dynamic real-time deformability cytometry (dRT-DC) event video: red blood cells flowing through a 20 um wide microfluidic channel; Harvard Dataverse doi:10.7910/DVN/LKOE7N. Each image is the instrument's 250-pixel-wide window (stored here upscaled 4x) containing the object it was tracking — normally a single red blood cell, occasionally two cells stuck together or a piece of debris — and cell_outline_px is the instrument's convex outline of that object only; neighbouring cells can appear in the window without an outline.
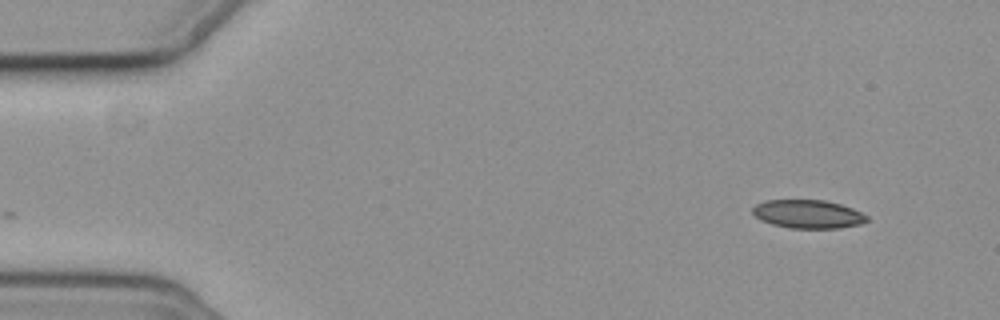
{"species": "common noctule bat (a hibernating species)", "species_latin": "Nyctalus noctula", "temperature_condition": "cold", "stored_images_in_passage": 52, "camera_frame_rate_fps": 3000, "um_per_image_px": 0.085, "animal": {"sex": "female", "body_mass_g": 19.3, "forearm_length_mm": 54.1}, "frame": {"image": 1, "passage_image": 1, "time_ms": 0.0, "image_size_px": [1000, 320], "cell_outline_px": [[868, 220], [860, 224], [840, 228], [788, 228], [772, 224], [760, 220], [752, 212], [752, 208], [756, 204], [764, 200], [824, 200], [840, 204], [852, 208], [868, 216]], "centroid_in_image_um": [68.66, 18.2], "position_along_channel_um": 16.3, "area_um2": 18.96}}
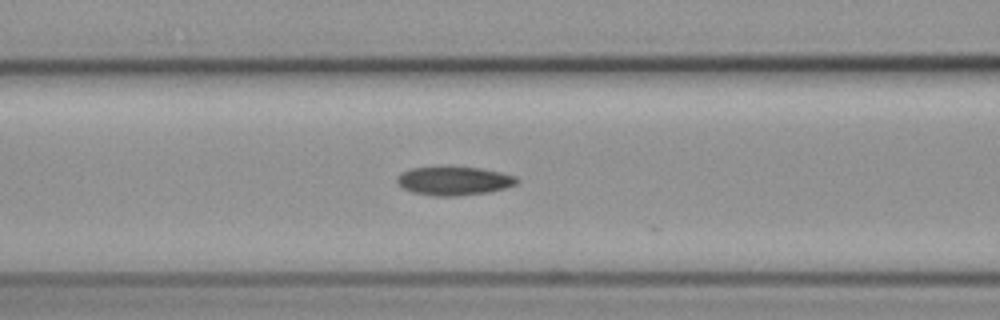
{"frame": {"image": 2, "passage_image": 19, "time_ms": 6.0, "image_size_px": [1000, 320], "cell_outline_px": [[520, 180], [516, 184], [504, 188], [488, 192], [456, 196], [432, 196], [412, 192], [404, 188], [396, 180], [396, 176], [412, 168], [444, 164], [448, 164], [480, 168], [500, 172], [516, 176]], "centroid_in_image_um": [38.58, 15.33], "position_along_channel_um": 128.0, "area_um2": 20.63}}
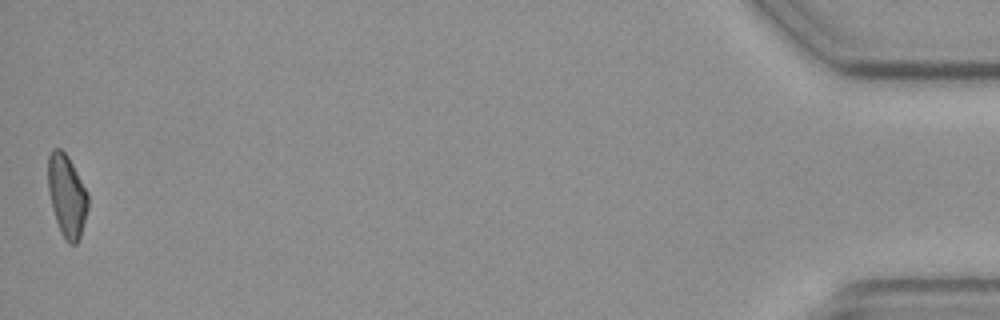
{"frame": {"image": 3, "passage_image": 52, "time_ms": 17.0, "image_size_px": [1000, 320], "cell_outline_px": [[88, 208], [80, 236], [76, 244], [68, 244], [60, 232], [52, 208], [48, 192], [48, 156], [52, 148], [60, 148], [68, 156], [88, 192]], "centroid_in_image_um": [5.68, 16.63], "position_along_channel_um": 429.5, "area_um2": 19.25}}